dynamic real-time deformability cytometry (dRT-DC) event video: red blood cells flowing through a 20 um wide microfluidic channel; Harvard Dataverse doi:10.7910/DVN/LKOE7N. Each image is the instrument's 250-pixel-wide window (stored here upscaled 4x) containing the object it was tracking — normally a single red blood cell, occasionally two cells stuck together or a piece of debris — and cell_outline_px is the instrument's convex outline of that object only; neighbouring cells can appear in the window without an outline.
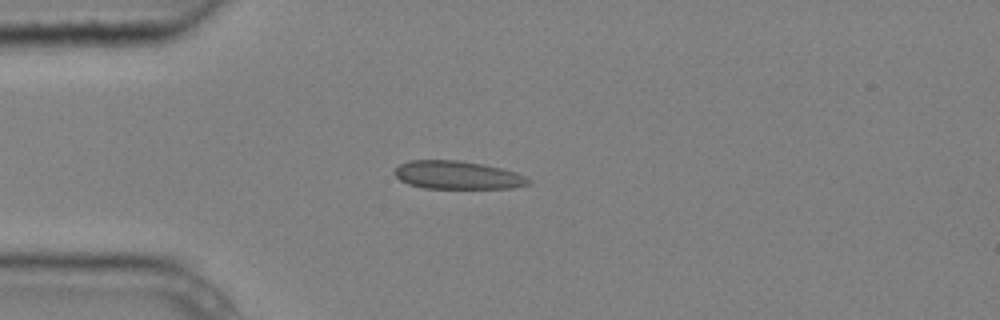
{"species": "common noctule bat (a hibernating species)", "species_latin": "Nyctalus noctula", "temperature_condition": "cold", "stored_images_in_passage": 6, "camera_frame_rate_fps": 3000, "um_per_image_px": 0.085, "animal": {"sex": "male", "body_mass_g": 20.4}, "frame": {"image": 1, "passage_image": 3, "time_ms": 0.667, "image_size_px": [1000, 320], "cell_outline_px": [[532, 184], [512, 188], [424, 188], [408, 184], [400, 180], [396, 176], [396, 168], [400, 164], [408, 160], [456, 160], [480, 164], [500, 168], [516, 172], [532, 180]], "centroid_in_image_um": [38.91, 14.89], "position_along_channel_um": 46.1, "area_um2": 21.85}}
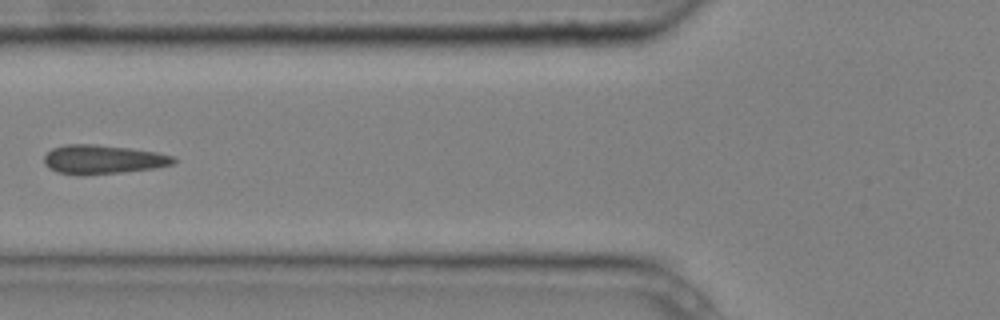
{"frame": {"image": 2, "passage_image": 5, "time_ms": 1.333, "image_size_px": [1000, 320], "cell_outline_px": [[176, 160], [172, 164], [156, 168], [124, 172], [80, 176], [56, 172], [48, 168], [44, 164], [44, 156], [52, 148], [64, 144], [96, 144], [128, 148], [156, 152], [172, 156]], "centroid_in_image_um": [8.69, 13.56], "position_along_channel_um": 117.1, "area_um2": 22.08}}
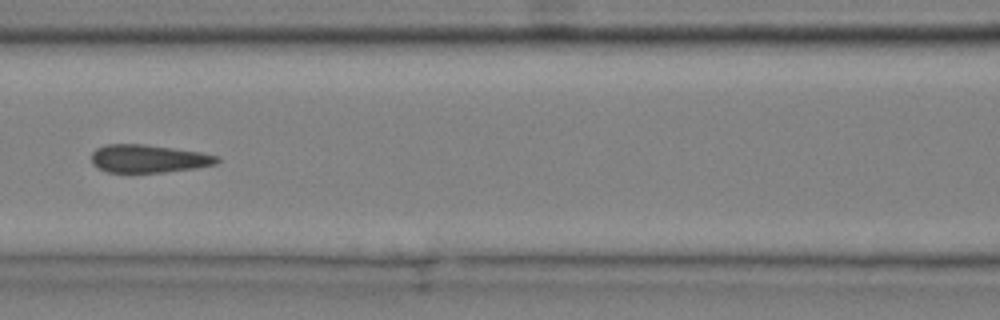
{"frame": {"image": 3, "passage_image": 6, "time_ms": 1.667, "image_size_px": [1000, 320], "cell_outline_px": [[220, 160], [216, 164], [196, 168], [164, 172], [108, 172], [92, 164], [92, 152], [96, 148], [104, 144], [144, 144], [200, 152], [220, 156]], "centroid_in_image_um": [12.63, 13.48], "position_along_channel_um": 154.0, "area_um2": 20.46}}